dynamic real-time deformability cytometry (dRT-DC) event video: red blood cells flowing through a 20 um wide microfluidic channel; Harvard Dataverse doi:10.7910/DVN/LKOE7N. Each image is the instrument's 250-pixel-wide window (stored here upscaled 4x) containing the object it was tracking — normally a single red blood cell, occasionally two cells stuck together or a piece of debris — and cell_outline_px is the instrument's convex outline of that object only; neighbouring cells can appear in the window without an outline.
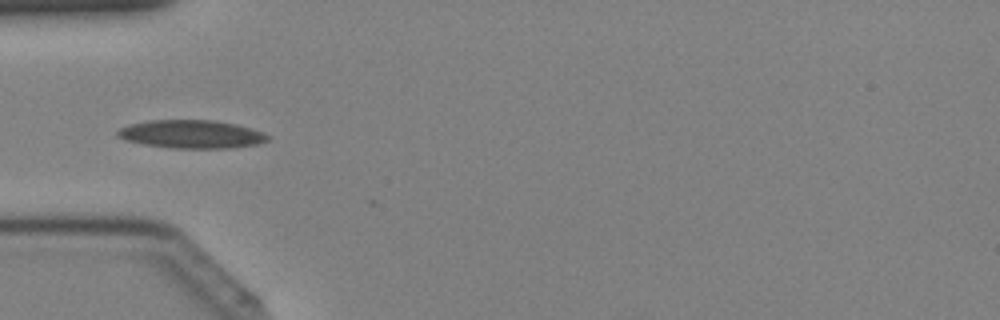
{"species": "Egyptian fruit bat (a non-hibernating species)", "species_latin": "Rousettus aegyptiacus", "temperature_condition": "cold", "stored_images_in_passage": 15, "camera_frame_rate_fps": 3000, "um_per_image_px": 0.085, "animal": {"sex": "female"}, "frame": {"image": 1, "passage_image": 12, "time_ms": 3.667, "image_size_px": [1000, 320], "cell_outline_px": [[272, 136], [268, 140], [256, 144], [232, 148], [172, 148], [144, 144], [124, 140], [116, 136], [116, 132], [120, 128], [128, 124], [148, 120], [212, 120], [236, 124], [252, 128], [264, 132]], "centroid_in_image_um": [16.27, 11.4], "position_along_channel_um": 68.7, "area_um2": 24.91}}
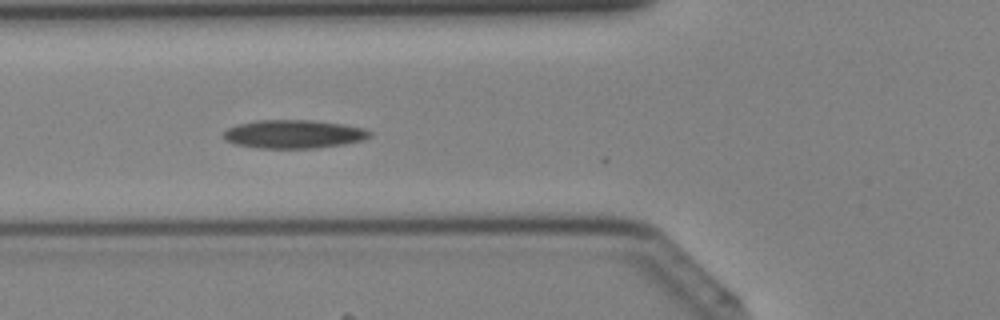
{"frame": {"image": 2, "passage_image": 14, "time_ms": 4.333, "image_size_px": [1000, 320], "cell_outline_px": [[372, 136], [364, 140], [344, 144], [312, 148], [260, 148], [236, 144], [228, 140], [224, 136], [224, 132], [228, 128], [236, 124], [256, 120], [312, 120], [344, 124], [364, 128], [372, 132]], "centroid_in_image_um": [25.01, 11.39], "position_along_channel_um": 100.8, "area_um2": 24.22}}